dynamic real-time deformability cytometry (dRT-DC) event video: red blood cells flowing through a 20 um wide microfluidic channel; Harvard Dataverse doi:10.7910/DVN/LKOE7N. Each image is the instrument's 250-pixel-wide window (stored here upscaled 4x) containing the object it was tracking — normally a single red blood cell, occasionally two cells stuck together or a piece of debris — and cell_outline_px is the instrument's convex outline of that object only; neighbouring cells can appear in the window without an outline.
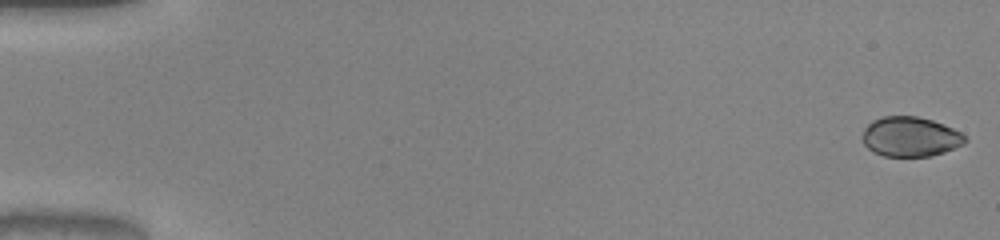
{"species": "common noctule bat (a hibernating species)", "species_latin": "Nyctalus noctula", "temperature_condition": "warm", "stored_images_in_passage": 52, "camera_frame_rate_fps": 3000, "um_per_image_px": 0.085, "animal": {"sex": "male", "body_mass_g": 20.0, "forearm_length_mm": 53.3}, "frame": {"image": 1, "passage_image": 1, "time_ms": 0.0, "image_size_px": [1000, 240], "cell_outline_px": [[968, 140], [964, 144], [944, 152], [932, 156], [884, 156], [868, 148], [864, 144], [860, 136], [864, 128], [872, 120], [884, 116], [916, 116], [932, 120], [944, 124], [960, 132]], "centroid_in_image_um": [77.36, 11.61], "position_along_channel_um": 7.6, "area_um2": 23.87}}
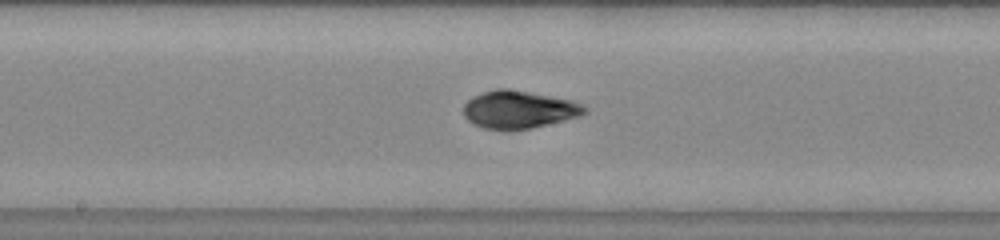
{"frame": {"image": 2, "passage_image": 28, "time_ms": 9.0, "image_size_px": [1000, 240], "cell_outline_px": [[588, 112], [580, 116], [532, 128], [508, 132], [484, 128], [472, 124], [464, 116], [464, 104], [472, 96], [496, 88], [508, 88], [568, 100], [580, 104], [588, 108]], "centroid_in_image_um": [44.05, 9.34], "position_along_channel_um": 204.1, "area_um2": 26.76}}
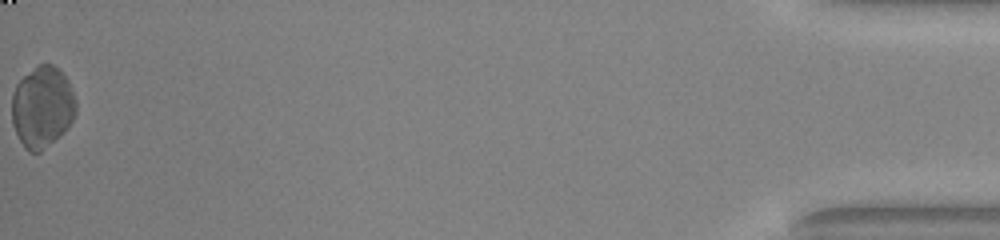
{"frame": {"image": 3, "passage_image": 52, "time_ms": 17.0, "image_size_px": [1000, 240], "cell_outline_px": [[76, 112], [68, 128], [60, 136], [40, 152], [28, 152], [24, 148], [12, 124], [12, 96], [16, 84], [24, 76], [40, 64], [52, 64], [68, 80], [76, 104]], "centroid_in_image_um": [3.58, 9.13], "position_along_channel_um": 431.6, "area_um2": 30.17}, "authors_computed_cell_mechanics": {"area_um2": 26.0678, "velocity_mm_per_s": 4.0398, "shape_relaxation_time_tau1_ms": 7.4703, "shape_relaxation_time_tau2_ms": 1.1013, "deformation_change_tau1": 0.1721, "deformation_change_tau2": 0.0596}}